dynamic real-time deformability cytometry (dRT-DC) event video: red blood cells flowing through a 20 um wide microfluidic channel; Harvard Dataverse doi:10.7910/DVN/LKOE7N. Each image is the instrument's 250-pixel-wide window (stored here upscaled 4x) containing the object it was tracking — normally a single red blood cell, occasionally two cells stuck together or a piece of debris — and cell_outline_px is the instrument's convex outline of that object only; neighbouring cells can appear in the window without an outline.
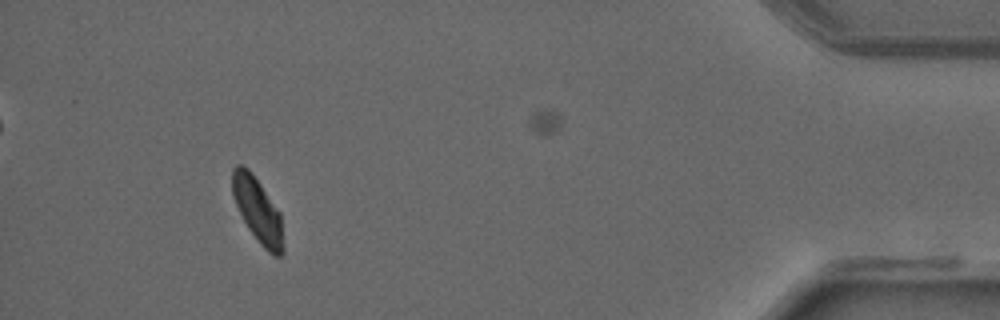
{"species": "common noctule bat (a hibernating species)", "species_latin": "Nyctalus noctula", "temperature_condition": "warm", "stored_images_in_passage": 44, "camera_frame_rate_fps": 3000, "um_per_image_px": 0.085, "animal": {"sex": "male", "forearm_length_mm": 52.5}, "frame": {"image": 1, "passage_image": 40, "time_ms": 13.0, "image_size_px": [1000, 320], "cell_outline_px": [[284, 252], [280, 256], [276, 256], [268, 252], [260, 244], [248, 228], [236, 204], [232, 192], [232, 168], [236, 164], [244, 164], [248, 168], [260, 184], [280, 212], [284, 248]], "centroid_in_image_um": [21.9, 17.86], "position_along_channel_um": 413.3, "area_um2": 19.07}}